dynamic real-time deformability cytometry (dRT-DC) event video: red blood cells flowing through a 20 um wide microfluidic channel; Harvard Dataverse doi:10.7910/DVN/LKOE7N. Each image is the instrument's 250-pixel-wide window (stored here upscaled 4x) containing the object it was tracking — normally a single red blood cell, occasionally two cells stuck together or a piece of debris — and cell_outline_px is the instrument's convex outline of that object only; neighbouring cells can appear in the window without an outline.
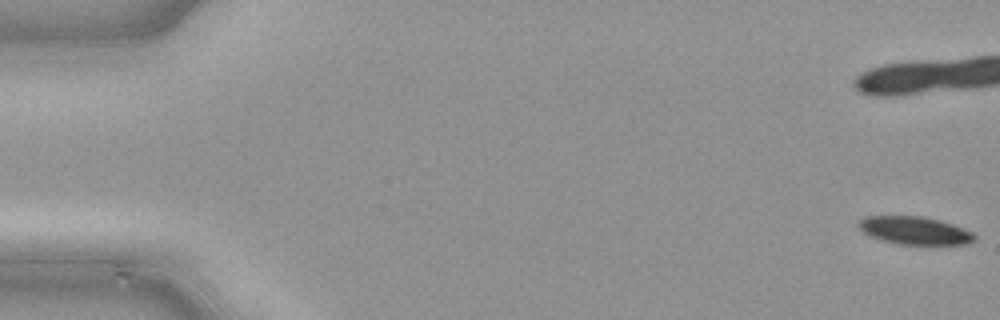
{"species": "common noctule bat (a hibernating species)", "species_latin": "Nyctalus noctula", "temperature_condition": "cold", "stored_images_in_passage": 50, "camera_frame_rate_fps": 3000, "um_per_image_px": 0.085, "animal": {"sex": "male", "body_mass_g": 21.5, "forearm_length_mm": 52.0}, "frame": {"image": 1, "passage_image": 1, "time_ms": 0.0, "image_size_px": [1000, 320], "cell_outline_px": [[976, 240], [968, 244], [900, 244], [880, 240], [868, 236], [856, 224], [864, 216], [924, 216], [940, 220], [952, 224], [972, 232], [976, 236]], "centroid_in_image_um": [77.73, 19.59], "position_along_channel_um": 7.3, "area_um2": 18.9}}
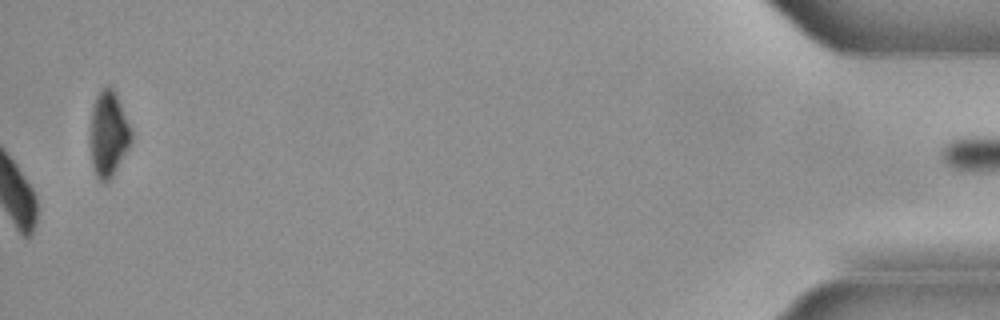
{"frame": {"image": 2, "passage_image": 50, "time_ms": 16.333, "image_size_px": [1000, 320], "cell_outline_px": [[132, 144], [112, 176], [108, 180], [100, 180], [96, 176], [92, 168], [88, 140], [92, 108], [96, 96], [100, 88], [108, 84], [112, 88], [120, 104], [132, 132]], "centroid_in_image_um": [9.18, 11.39], "position_along_channel_um": 426.0, "area_um2": 20.81}}